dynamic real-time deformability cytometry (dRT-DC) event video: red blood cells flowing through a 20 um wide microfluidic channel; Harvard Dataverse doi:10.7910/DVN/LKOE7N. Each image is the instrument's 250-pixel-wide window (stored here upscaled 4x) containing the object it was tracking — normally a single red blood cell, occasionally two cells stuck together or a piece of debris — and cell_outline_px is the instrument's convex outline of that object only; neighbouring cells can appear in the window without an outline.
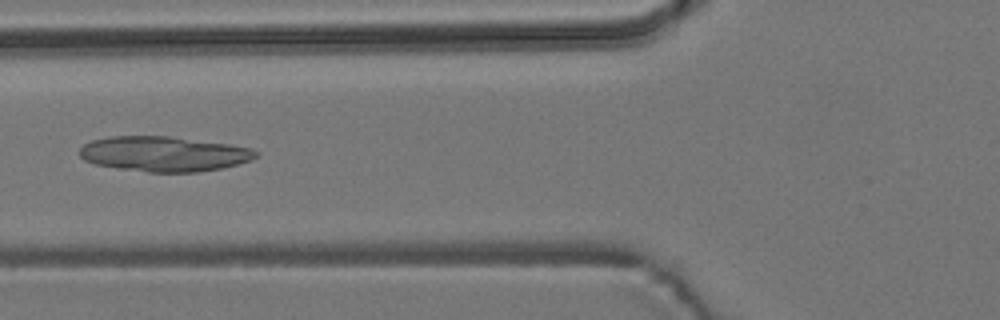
{"species": "common noctule bat (a hibernating species)", "species_latin": "Nyctalus noctula", "temperature_condition": "room temperature", "stored_images_in_passage": 5, "camera_frame_rate_fps": 3000, "um_per_image_px": 0.085, "animal": {"sex": "male", "body_mass_g": 19.2, "forearm_length_mm": 51.8}, "frame": {"image": 1, "passage_image": 5, "time_ms": 5.333, "image_size_px": [1000, 320], "cell_outline_px": [[260, 156], [236, 164], [220, 168], [196, 172], [148, 172], [116, 168], [96, 164], [84, 160], [80, 156], [80, 148], [84, 144], [92, 140], [112, 136], [168, 136], [228, 144], [252, 148], [260, 152]], "centroid_in_image_um": [13.92, 13.08], "position_along_channel_um": 111.9, "area_um2": 35.89}}